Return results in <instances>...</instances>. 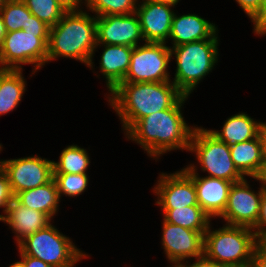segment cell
Returning <instances> with one entry per match:
<instances>
[{"label": "cell", "mask_w": 266, "mask_h": 267, "mask_svg": "<svg viewBox=\"0 0 266 267\" xmlns=\"http://www.w3.org/2000/svg\"><path fill=\"white\" fill-rule=\"evenodd\" d=\"M87 7L96 17L105 15H127L135 13L137 0H85Z\"/></svg>", "instance_id": "obj_27"}, {"label": "cell", "mask_w": 266, "mask_h": 267, "mask_svg": "<svg viewBox=\"0 0 266 267\" xmlns=\"http://www.w3.org/2000/svg\"><path fill=\"white\" fill-rule=\"evenodd\" d=\"M259 138L261 141L262 157L264 163V177L266 176V122H264L259 130Z\"/></svg>", "instance_id": "obj_39"}, {"label": "cell", "mask_w": 266, "mask_h": 267, "mask_svg": "<svg viewBox=\"0 0 266 267\" xmlns=\"http://www.w3.org/2000/svg\"><path fill=\"white\" fill-rule=\"evenodd\" d=\"M6 34H7V31L5 28V24H4V21H3L1 14H0V48L3 44V40H4V37Z\"/></svg>", "instance_id": "obj_40"}, {"label": "cell", "mask_w": 266, "mask_h": 267, "mask_svg": "<svg viewBox=\"0 0 266 267\" xmlns=\"http://www.w3.org/2000/svg\"><path fill=\"white\" fill-rule=\"evenodd\" d=\"M7 33L26 28L32 15L22 0H7L0 9Z\"/></svg>", "instance_id": "obj_26"}, {"label": "cell", "mask_w": 266, "mask_h": 267, "mask_svg": "<svg viewBox=\"0 0 266 267\" xmlns=\"http://www.w3.org/2000/svg\"><path fill=\"white\" fill-rule=\"evenodd\" d=\"M262 124L263 122H257L245 112H241L227 118L220 132L211 129L210 131L220 141L233 145L256 138Z\"/></svg>", "instance_id": "obj_21"}, {"label": "cell", "mask_w": 266, "mask_h": 267, "mask_svg": "<svg viewBox=\"0 0 266 267\" xmlns=\"http://www.w3.org/2000/svg\"><path fill=\"white\" fill-rule=\"evenodd\" d=\"M23 30L25 32L31 33H49L50 26H48L45 22L39 20L36 16L31 15L26 28Z\"/></svg>", "instance_id": "obj_34"}, {"label": "cell", "mask_w": 266, "mask_h": 267, "mask_svg": "<svg viewBox=\"0 0 266 267\" xmlns=\"http://www.w3.org/2000/svg\"><path fill=\"white\" fill-rule=\"evenodd\" d=\"M86 149L78 145H68L59 156V161H53V174H86L90 157Z\"/></svg>", "instance_id": "obj_25"}, {"label": "cell", "mask_w": 266, "mask_h": 267, "mask_svg": "<svg viewBox=\"0 0 266 267\" xmlns=\"http://www.w3.org/2000/svg\"><path fill=\"white\" fill-rule=\"evenodd\" d=\"M96 44V16L86 10L65 12L61 20L50 27L47 62L71 58L93 68Z\"/></svg>", "instance_id": "obj_3"}, {"label": "cell", "mask_w": 266, "mask_h": 267, "mask_svg": "<svg viewBox=\"0 0 266 267\" xmlns=\"http://www.w3.org/2000/svg\"><path fill=\"white\" fill-rule=\"evenodd\" d=\"M103 46V52L100 56V72L106 79L107 89L111 92L119 83H121L130 67V60L133 47L124 45L96 44Z\"/></svg>", "instance_id": "obj_19"}, {"label": "cell", "mask_w": 266, "mask_h": 267, "mask_svg": "<svg viewBox=\"0 0 266 267\" xmlns=\"http://www.w3.org/2000/svg\"><path fill=\"white\" fill-rule=\"evenodd\" d=\"M195 152L200 168L211 178L238 182L245 177L237 170L231 158L230 147L202 127H195L189 150Z\"/></svg>", "instance_id": "obj_7"}, {"label": "cell", "mask_w": 266, "mask_h": 267, "mask_svg": "<svg viewBox=\"0 0 266 267\" xmlns=\"http://www.w3.org/2000/svg\"><path fill=\"white\" fill-rule=\"evenodd\" d=\"M232 161L245 177L264 178V163L259 135L241 143L229 145Z\"/></svg>", "instance_id": "obj_20"}, {"label": "cell", "mask_w": 266, "mask_h": 267, "mask_svg": "<svg viewBox=\"0 0 266 267\" xmlns=\"http://www.w3.org/2000/svg\"><path fill=\"white\" fill-rule=\"evenodd\" d=\"M109 93L108 102L125 132L141 118L173 107L184 96L172 81L121 82Z\"/></svg>", "instance_id": "obj_2"}, {"label": "cell", "mask_w": 266, "mask_h": 267, "mask_svg": "<svg viewBox=\"0 0 266 267\" xmlns=\"http://www.w3.org/2000/svg\"><path fill=\"white\" fill-rule=\"evenodd\" d=\"M172 265L170 267H185L184 262H171Z\"/></svg>", "instance_id": "obj_43"}, {"label": "cell", "mask_w": 266, "mask_h": 267, "mask_svg": "<svg viewBox=\"0 0 266 267\" xmlns=\"http://www.w3.org/2000/svg\"><path fill=\"white\" fill-rule=\"evenodd\" d=\"M153 192L156 194V204L162 209H177L199 205L193 179L183 170L159 175Z\"/></svg>", "instance_id": "obj_12"}, {"label": "cell", "mask_w": 266, "mask_h": 267, "mask_svg": "<svg viewBox=\"0 0 266 267\" xmlns=\"http://www.w3.org/2000/svg\"><path fill=\"white\" fill-rule=\"evenodd\" d=\"M51 220L48 215L41 211L26 208L14 198L2 221L7 223L9 228L14 231L16 244H19L28 236L47 227L51 224Z\"/></svg>", "instance_id": "obj_18"}, {"label": "cell", "mask_w": 266, "mask_h": 267, "mask_svg": "<svg viewBox=\"0 0 266 267\" xmlns=\"http://www.w3.org/2000/svg\"><path fill=\"white\" fill-rule=\"evenodd\" d=\"M162 246L170 262H183L204 255V234L167 222L163 218Z\"/></svg>", "instance_id": "obj_14"}, {"label": "cell", "mask_w": 266, "mask_h": 267, "mask_svg": "<svg viewBox=\"0 0 266 267\" xmlns=\"http://www.w3.org/2000/svg\"><path fill=\"white\" fill-rule=\"evenodd\" d=\"M18 248L20 255H30L52 267H74L89 256L52 223L25 238L18 244Z\"/></svg>", "instance_id": "obj_6"}, {"label": "cell", "mask_w": 266, "mask_h": 267, "mask_svg": "<svg viewBox=\"0 0 266 267\" xmlns=\"http://www.w3.org/2000/svg\"><path fill=\"white\" fill-rule=\"evenodd\" d=\"M20 258L24 262L25 267H52L42 260L30 255H20Z\"/></svg>", "instance_id": "obj_38"}, {"label": "cell", "mask_w": 266, "mask_h": 267, "mask_svg": "<svg viewBox=\"0 0 266 267\" xmlns=\"http://www.w3.org/2000/svg\"><path fill=\"white\" fill-rule=\"evenodd\" d=\"M49 33L24 30L8 32L0 48V69L21 70L23 64H33V73L47 63Z\"/></svg>", "instance_id": "obj_8"}, {"label": "cell", "mask_w": 266, "mask_h": 267, "mask_svg": "<svg viewBox=\"0 0 266 267\" xmlns=\"http://www.w3.org/2000/svg\"><path fill=\"white\" fill-rule=\"evenodd\" d=\"M57 4L65 11H80V6L82 5V1L85 0H55ZM81 3V4H80Z\"/></svg>", "instance_id": "obj_37"}, {"label": "cell", "mask_w": 266, "mask_h": 267, "mask_svg": "<svg viewBox=\"0 0 266 267\" xmlns=\"http://www.w3.org/2000/svg\"><path fill=\"white\" fill-rule=\"evenodd\" d=\"M187 99L184 95L173 107L141 118L126 132L127 139L155 159L172 150L188 151L196 126H188L184 120L181 108Z\"/></svg>", "instance_id": "obj_1"}, {"label": "cell", "mask_w": 266, "mask_h": 267, "mask_svg": "<svg viewBox=\"0 0 266 267\" xmlns=\"http://www.w3.org/2000/svg\"><path fill=\"white\" fill-rule=\"evenodd\" d=\"M97 44L135 47L144 41L137 13L96 17Z\"/></svg>", "instance_id": "obj_13"}, {"label": "cell", "mask_w": 266, "mask_h": 267, "mask_svg": "<svg viewBox=\"0 0 266 267\" xmlns=\"http://www.w3.org/2000/svg\"><path fill=\"white\" fill-rule=\"evenodd\" d=\"M172 7L148 0H142L137 5L136 13L145 42L167 43L174 15Z\"/></svg>", "instance_id": "obj_16"}, {"label": "cell", "mask_w": 266, "mask_h": 267, "mask_svg": "<svg viewBox=\"0 0 266 267\" xmlns=\"http://www.w3.org/2000/svg\"><path fill=\"white\" fill-rule=\"evenodd\" d=\"M261 183L258 192L251 189L246 178L234 182L230 188L228 203L220 218L227 225L253 229L256 226L264 192V178H253Z\"/></svg>", "instance_id": "obj_10"}, {"label": "cell", "mask_w": 266, "mask_h": 267, "mask_svg": "<svg viewBox=\"0 0 266 267\" xmlns=\"http://www.w3.org/2000/svg\"><path fill=\"white\" fill-rule=\"evenodd\" d=\"M218 28L215 24L196 14L177 16L174 12L169 38L172 47L182 44L210 39Z\"/></svg>", "instance_id": "obj_17"}, {"label": "cell", "mask_w": 266, "mask_h": 267, "mask_svg": "<svg viewBox=\"0 0 266 267\" xmlns=\"http://www.w3.org/2000/svg\"><path fill=\"white\" fill-rule=\"evenodd\" d=\"M148 1H151V2H154V3H161V4H168V5H171V6H175L178 4L179 0H148Z\"/></svg>", "instance_id": "obj_41"}, {"label": "cell", "mask_w": 266, "mask_h": 267, "mask_svg": "<svg viewBox=\"0 0 266 267\" xmlns=\"http://www.w3.org/2000/svg\"><path fill=\"white\" fill-rule=\"evenodd\" d=\"M171 51L166 43L145 42L133 47L130 67L122 82H166Z\"/></svg>", "instance_id": "obj_9"}, {"label": "cell", "mask_w": 266, "mask_h": 267, "mask_svg": "<svg viewBox=\"0 0 266 267\" xmlns=\"http://www.w3.org/2000/svg\"><path fill=\"white\" fill-rule=\"evenodd\" d=\"M197 166L189 164L182 168L194 181L197 202L211 218L220 217L228 203V196L233 182L218 178L200 177Z\"/></svg>", "instance_id": "obj_15"}, {"label": "cell", "mask_w": 266, "mask_h": 267, "mask_svg": "<svg viewBox=\"0 0 266 267\" xmlns=\"http://www.w3.org/2000/svg\"><path fill=\"white\" fill-rule=\"evenodd\" d=\"M88 178L87 174H53L60 198L62 195L74 198L82 194L88 186Z\"/></svg>", "instance_id": "obj_29"}, {"label": "cell", "mask_w": 266, "mask_h": 267, "mask_svg": "<svg viewBox=\"0 0 266 267\" xmlns=\"http://www.w3.org/2000/svg\"><path fill=\"white\" fill-rule=\"evenodd\" d=\"M32 15L45 22L48 26L56 25L65 11L55 0H22Z\"/></svg>", "instance_id": "obj_28"}, {"label": "cell", "mask_w": 266, "mask_h": 267, "mask_svg": "<svg viewBox=\"0 0 266 267\" xmlns=\"http://www.w3.org/2000/svg\"><path fill=\"white\" fill-rule=\"evenodd\" d=\"M196 259L197 260L193 262L192 264L191 262L187 260L183 261V262H186L185 267H227V266H224V265H221L215 262L214 260L207 258L205 255H202L201 257H197ZM188 262L190 263V265H188L189 264Z\"/></svg>", "instance_id": "obj_36"}, {"label": "cell", "mask_w": 266, "mask_h": 267, "mask_svg": "<svg viewBox=\"0 0 266 267\" xmlns=\"http://www.w3.org/2000/svg\"><path fill=\"white\" fill-rule=\"evenodd\" d=\"M257 239H266V181L264 179V192L261 197L260 213L256 226L252 229Z\"/></svg>", "instance_id": "obj_31"}, {"label": "cell", "mask_w": 266, "mask_h": 267, "mask_svg": "<svg viewBox=\"0 0 266 267\" xmlns=\"http://www.w3.org/2000/svg\"><path fill=\"white\" fill-rule=\"evenodd\" d=\"M257 238L251 228L225 224L204 233V255L227 267H251Z\"/></svg>", "instance_id": "obj_5"}, {"label": "cell", "mask_w": 266, "mask_h": 267, "mask_svg": "<svg viewBox=\"0 0 266 267\" xmlns=\"http://www.w3.org/2000/svg\"><path fill=\"white\" fill-rule=\"evenodd\" d=\"M240 8L248 15V17L251 19L260 8V4L262 0H235Z\"/></svg>", "instance_id": "obj_35"}, {"label": "cell", "mask_w": 266, "mask_h": 267, "mask_svg": "<svg viewBox=\"0 0 266 267\" xmlns=\"http://www.w3.org/2000/svg\"><path fill=\"white\" fill-rule=\"evenodd\" d=\"M9 267H25V265H24V262L22 260H20V261H17L15 263L9 265Z\"/></svg>", "instance_id": "obj_42"}, {"label": "cell", "mask_w": 266, "mask_h": 267, "mask_svg": "<svg viewBox=\"0 0 266 267\" xmlns=\"http://www.w3.org/2000/svg\"><path fill=\"white\" fill-rule=\"evenodd\" d=\"M251 267H266V239H257Z\"/></svg>", "instance_id": "obj_33"}, {"label": "cell", "mask_w": 266, "mask_h": 267, "mask_svg": "<svg viewBox=\"0 0 266 267\" xmlns=\"http://www.w3.org/2000/svg\"><path fill=\"white\" fill-rule=\"evenodd\" d=\"M14 197L21 191L42 186L53 179V161L40 156L1 160Z\"/></svg>", "instance_id": "obj_11"}, {"label": "cell", "mask_w": 266, "mask_h": 267, "mask_svg": "<svg viewBox=\"0 0 266 267\" xmlns=\"http://www.w3.org/2000/svg\"><path fill=\"white\" fill-rule=\"evenodd\" d=\"M21 70L0 69V116L18 107L26 91V81Z\"/></svg>", "instance_id": "obj_23"}, {"label": "cell", "mask_w": 266, "mask_h": 267, "mask_svg": "<svg viewBox=\"0 0 266 267\" xmlns=\"http://www.w3.org/2000/svg\"><path fill=\"white\" fill-rule=\"evenodd\" d=\"M7 0H0V9L4 6Z\"/></svg>", "instance_id": "obj_44"}, {"label": "cell", "mask_w": 266, "mask_h": 267, "mask_svg": "<svg viewBox=\"0 0 266 267\" xmlns=\"http://www.w3.org/2000/svg\"><path fill=\"white\" fill-rule=\"evenodd\" d=\"M13 199L14 195L11 191L7 174L0 167V208H3L2 211L4 213V215L3 214L0 215V221H2L5 218L8 207Z\"/></svg>", "instance_id": "obj_30"}, {"label": "cell", "mask_w": 266, "mask_h": 267, "mask_svg": "<svg viewBox=\"0 0 266 267\" xmlns=\"http://www.w3.org/2000/svg\"><path fill=\"white\" fill-rule=\"evenodd\" d=\"M254 24V33L258 36L266 35V0H262L259 11L250 19Z\"/></svg>", "instance_id": "obj_32"}, {"label": "cell", "mask_w": 266, "mask_h": 267, "mask_svg": "<svg viewBox=\"0 0 266 267\" xmlns=\"http://www.w3.org/2000/svg\"><path fill=\"white\" fill-rule=\"evenodd\" d=\"M218 32L210 39L169 47L176 59L175 86L188 96L218 63Z\"/></svg>", "instance_id": "obj_4"}, {"label": "cell", "mask_w": 266, "mask_h": 267, "mask_svg": "<svg viewBox=\"0 0 266 267\" xmlns=\"http://www.w3.org/2000/svg\"><path fill=\"white\" fill-rule=\"evenodd\" d=\"M164 219L172 224L205 233L209 224L210 217L199 205L187 206L177 209H162Z\"/></svg>", "instance_id": "obj_24"}, {"label": "cell", "mask_w": 266, "mask_h": 267, "mask_svg": "<svg viewBox=\"0 0 266 267\" xmlns=\"http://www.w3.org/2000/svg\"><path fill=\"white\" fill-rule=\"evenodd\" d=\"M14 198L26 208L41 211L51 219L59 209L60 196L54 179L34 189L21 191Z\"/></svg>", "instance_id": "obj_22"}]
</instances>
